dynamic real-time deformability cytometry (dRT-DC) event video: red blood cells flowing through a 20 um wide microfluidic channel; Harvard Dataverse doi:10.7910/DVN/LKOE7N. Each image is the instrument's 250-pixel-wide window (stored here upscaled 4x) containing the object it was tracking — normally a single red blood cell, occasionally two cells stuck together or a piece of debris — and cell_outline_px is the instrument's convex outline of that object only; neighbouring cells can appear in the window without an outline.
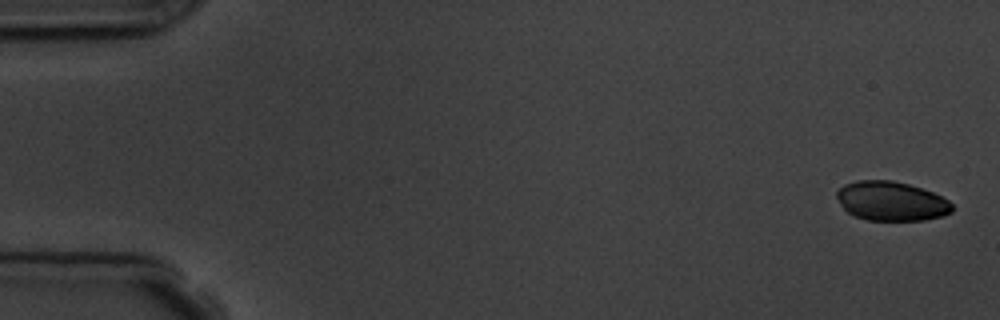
{"species": "common noctule bat (a hibernating species)", "species_latin": "Nyctalus noctula", "temperature_condition": "room temperature", "stored_images_in_passage": 5, "camera_frame_rate_fps": 3000, "um_per_image_px": 0.085, "animal": {"sex": "male", "body_mass_g": 19.5, "forearm_length_mm": 54.6}, "frame": {"image": 1, "passage_image": 1, "time_ms": 0.0, "image_size_px": [1000, 320], "cell_outline_px": [[952, 212], [944, 216], [924, 220], [868, 220], [856, 216], [848, 212], [840, 204], [836, 196], [836, 192], [844, 184], [856, 180], [892, 180], [908, 184], [932, 192], [948, 200], [952, 204]], "centroid_in_image_um": [75.75, 17.09], "position_along_channel_um": 9.2, "area_um2": 26.36}}
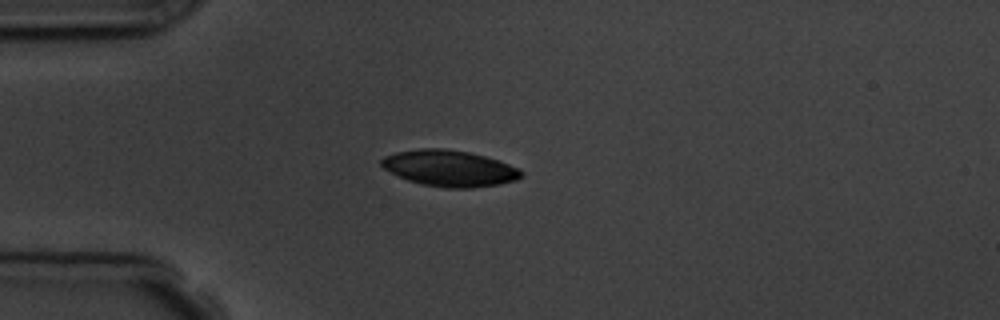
{"frame": {"image": 2, "passage_image": 5, "time_ms": 4.333, "image_size_px": [1000, 320], "cell_outline_px": [[524, 176], [516, 180], [500, 184], [472, 188], [444, 188], [420, 184], [408, 180], [384, 168], [380, 164], [380, 160], [384, 156], [396, 152], [420, 148], [444, 148], [468, 152], [500, 160], [524, 172]], "centroid_in_image_um": [38.22, 14.31], "position_along_channel_um": 46.8, "area_um2": 29.54}}